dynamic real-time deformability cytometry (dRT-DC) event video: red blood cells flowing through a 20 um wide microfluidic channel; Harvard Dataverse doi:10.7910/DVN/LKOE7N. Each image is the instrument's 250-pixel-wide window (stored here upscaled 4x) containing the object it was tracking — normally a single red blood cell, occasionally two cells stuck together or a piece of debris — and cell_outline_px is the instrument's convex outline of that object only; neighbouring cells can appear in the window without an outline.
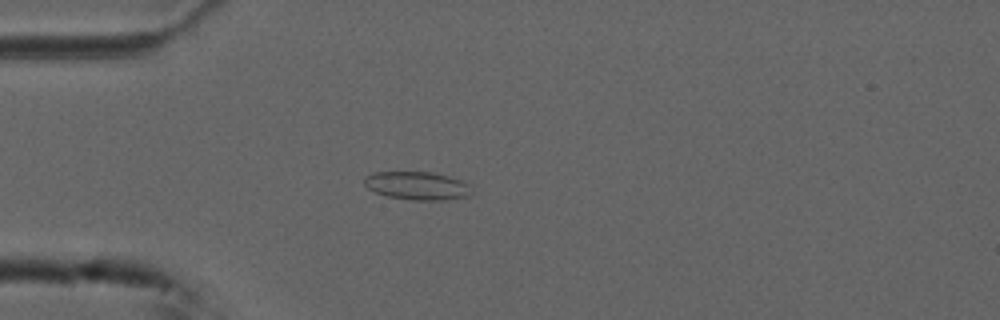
{"species": "common noctule bat (a hibernating species)", "species_latin": "Nyctalus noctula", "temperature_condition": "cold", "stored_images_in_passage": 43, "camera_frame_rate_fps": 3000, "um_per_image_px": 0.085, "animal": {"sex": "male", "forearm_length_mm": 52.5}, "frame": {"image": 1, "passage_image": 3, "time_ms": 0.667, "image_size_px": [1000, 320], "cell_outline_px": [[472, 192], [468, 196], [444, 200], [412, 200], [388, 196], [376, 192], [368, 188], [364, 184], [364, 176], [372, 172], [432, 172], [448, 176], [460, 180], [468, 184]], "centroid_in_image_um": [35.44, 15.78], "position_along_channel_um": 49.6, "area_um2": 17.57}}
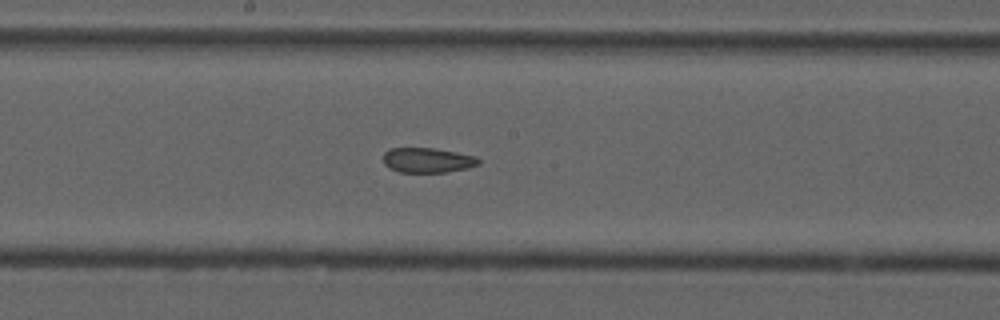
{"frame": {"image": 2, "passage_image": 17, "time_ms": 5.333, "image_size_px": [1000, 320], "cell_outline_px": [[480, 164], [468, 168], [444, 172], [400, 172], [388, 168], [384, 164], [384, 152], [388, 148], [432, 148], [456, 152], [476, 156], [480, 160]], "centroid_in_image_um": [36.33, 13.61], "position_along_channel_um": 211.9, "area_um2": 13.87}}
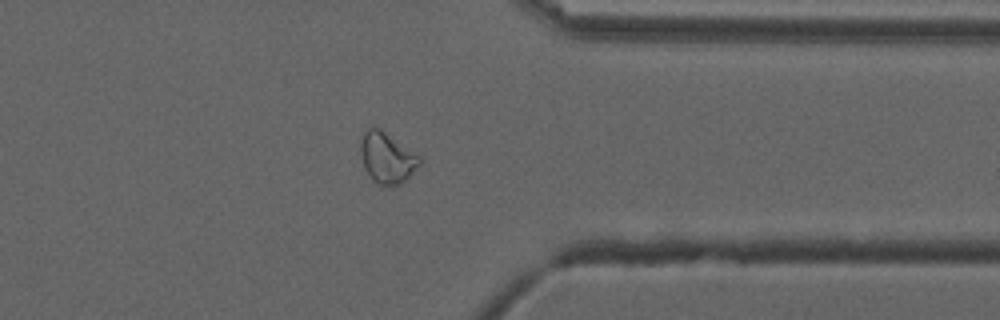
{"frame": {"image": 3, "passage_image": 31, "time_ms": 10.0, "image_size_px": [1000, 320], "cell_outline_px": [[424, 160], [400, 184], [380, 184], [372, 180], [364, 168], [360, 152], [360, 144], [364, 132], [368, 128], [380, 128], [420, 156]], "centroid_in_image_um": [32.89, 13.39], "position_along_channel_um": 378.5, "area_um2": 17.17}, "authors_computed_cell_mechanics": {"area_um2": 15.7794, "velocity_mm_per_s": 3.7252, "shape_relaxation_time_tau1_ms": null, "shape_relaxation_time_tau2_ms": 1.8412, "deformation_change_tau1": null, "deformation_change_tau2": 0.0797}}